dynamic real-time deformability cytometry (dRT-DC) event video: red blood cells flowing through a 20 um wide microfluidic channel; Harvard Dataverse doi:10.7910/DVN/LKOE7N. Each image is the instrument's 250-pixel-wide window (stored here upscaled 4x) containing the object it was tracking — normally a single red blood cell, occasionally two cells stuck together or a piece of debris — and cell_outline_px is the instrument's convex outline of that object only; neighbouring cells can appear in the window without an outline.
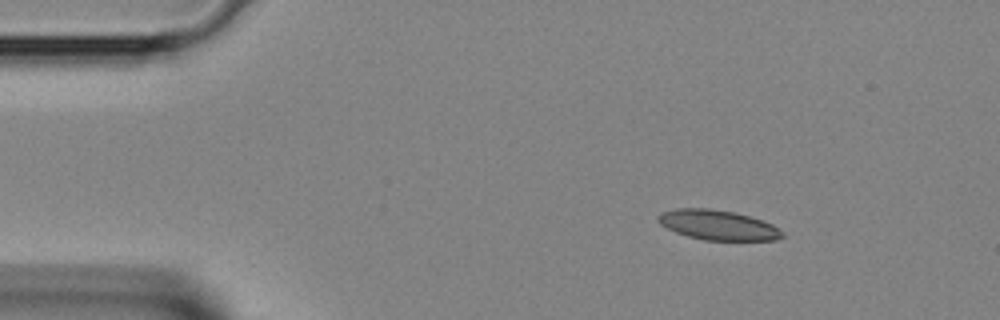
{"species": "Egyptian fruit bat (a non-hibernating species)", "species_latin": "Rousettus aegyptiacus", "temperature_condition": "room temperature", "stored_images_in_passage": 3, "camera_frame_rate_fps": 3000, "um_per_image_px": 0.085, "animal": {"sex": "female"}, "frame": {"image": 1, "passage_image": 1, "time_ms": 0.0, "image_size_px": [1000, 320], "cell_outline_px": [[784, 236], [776, 240], [704, 240], [688, 236], [676, 232], [660, 224], [656, 220], [656, 216], [660, 212], [676, 208], [708, 208], [732, 212], [748, 216], [772, 224], [784, 232]], "centroid_in_image_um": [60.98, 19.12], "position_along_channel_um": 24.0, "area_um2": 21.56}}